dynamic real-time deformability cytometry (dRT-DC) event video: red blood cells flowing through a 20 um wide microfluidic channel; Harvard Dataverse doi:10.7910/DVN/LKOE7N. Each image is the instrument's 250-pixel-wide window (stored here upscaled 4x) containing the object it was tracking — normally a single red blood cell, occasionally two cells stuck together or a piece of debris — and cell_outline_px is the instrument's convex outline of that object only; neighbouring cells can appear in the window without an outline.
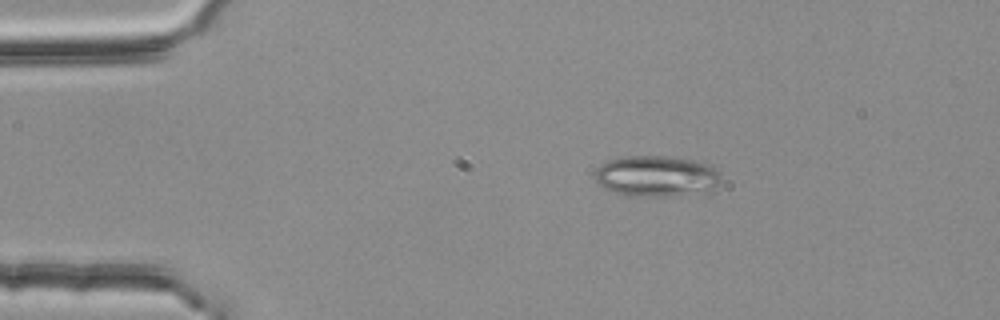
{"species": "common noctule bat (a hibernating species)", "species_latin": "Nyctalus noctula", "temperature_condition": "room temperature", "stored_images_in_passage": 2, "camera_frame_rate_fps": 3000, "um_per_image_px": 0.085, "animal": {"sex": "female", "body_mass_g": 25.1}, "frame": {"image": 1, "passage_image": 1, "time_ms": 0.0, "image_size_px": [1000, 320], "cell_outline_px": [[720, 184], [708, 192], [672, 196], [624, 196], [612, 192], [604, 188], [596, 180], [596, 168], [600, 164], [608, 160], [628, 156], [664, 156], [696, 160], [708, 164], [720, 172]], "centroid_in_image_um": [55.82, 14.98], "position_along_channel_um": 29.2, "area_um2": 30.46}}